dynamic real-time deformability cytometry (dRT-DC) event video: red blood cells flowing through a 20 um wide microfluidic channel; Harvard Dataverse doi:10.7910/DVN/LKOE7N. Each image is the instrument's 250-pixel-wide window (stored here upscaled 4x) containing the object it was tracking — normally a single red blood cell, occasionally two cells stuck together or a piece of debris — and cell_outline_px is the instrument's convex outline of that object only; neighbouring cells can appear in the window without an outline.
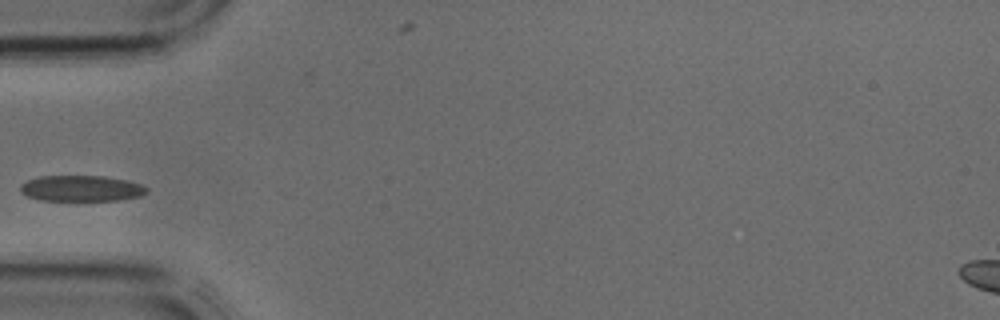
{"species": "common noctule bat (a hibernating species)", "species_latin": "Nyctalus noctula", "temperature_condition": "cold", "stored_images_in_passage": 1, "camera_frame_rate_fps": 3000, "um_per_image_px": 0.085, "animal": {"sex": "male", "body_mass_g": 17.9, "forearm_length_mm": 54.2}, "frame": {"image": 1, "passage_image": 1, "time_ms": 0.0, "image_size_px": [1000, 320], "cell_outline_px": [[148, 192], [140, 196], [120, 200], [40, 200], [28, 196], [20, 192], [20, 184], [28, 180], [40, 176], [104, 176], [128, 180], [140, 184], [148, 188]], "centroid_in_image_um": [6.92, 16.01], "position_along_channel_um": 78.1, "area_um2": 19.07}}